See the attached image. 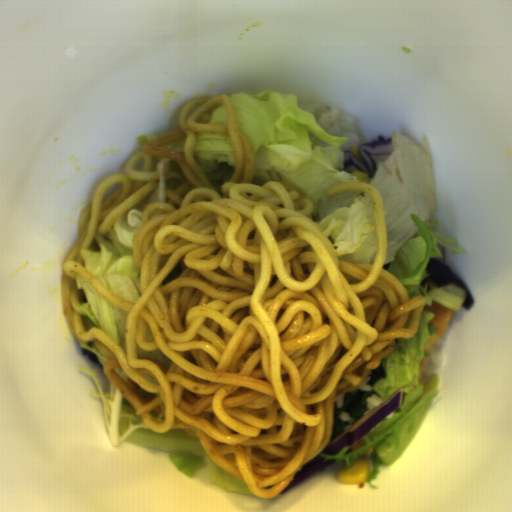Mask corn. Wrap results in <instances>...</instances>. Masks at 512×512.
<instances>
[{"label": "corn", "instance_id": "corn-1", "mask_svg": "<svg viewBox=\"0 0 512 512\" xmlns=\"http://www.w3.org/2000/svg\"><path fill=\"white\" fill-rule=\"evenodd\" d=\"M371 476L370 463L366 460L358 459L353 465L345 470L344 465L341 466L337 474L336 480L344 485L363 484L368 482Z\"/></svg>", "mask_w": 512, "mask_h": 512}]
</instances>
